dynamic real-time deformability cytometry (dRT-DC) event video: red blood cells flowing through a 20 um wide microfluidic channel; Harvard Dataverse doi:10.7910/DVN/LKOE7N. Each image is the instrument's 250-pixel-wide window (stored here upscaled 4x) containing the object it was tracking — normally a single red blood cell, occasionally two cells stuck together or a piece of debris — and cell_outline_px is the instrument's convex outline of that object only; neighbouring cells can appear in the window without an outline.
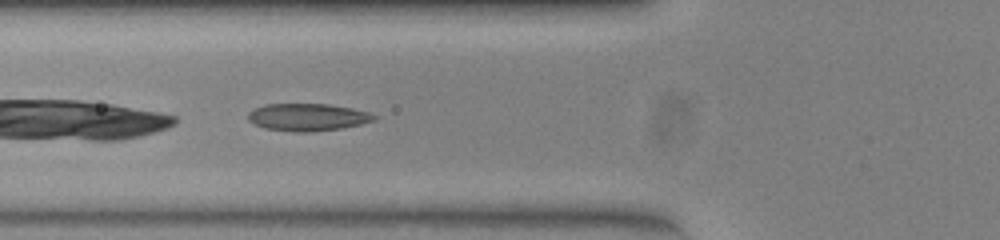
{"species": "common noctule bat (a hibernating species)", "species_latin": "Nyctalus noctula", "temperature_condition": "warm", "stored_images_in_passage": 34, "camera_frame_rate_fps": 3000, "um_per_image_px": 0.085, "animal": {"sex": "female", "body_mass_g": 23.0, "forearm_length_mm": 53.4}, "frame": {"image": 1, "passage_image": 3, "time_ms": 0.667, "image_size_px": [1000, 240], "cell_outline_px": [[376, 120], [360, 124], [340, 128], [308, 132], [296, 132], [264, 128], [248, 120], [248, 112], [264, 104], [328, 104], [352, 108], [368, 112], [376, 116]], "centroid_in_image_um": [26.14, 9.95], "position_along_channel_um": 99.7, "area_um2": 19.94}}
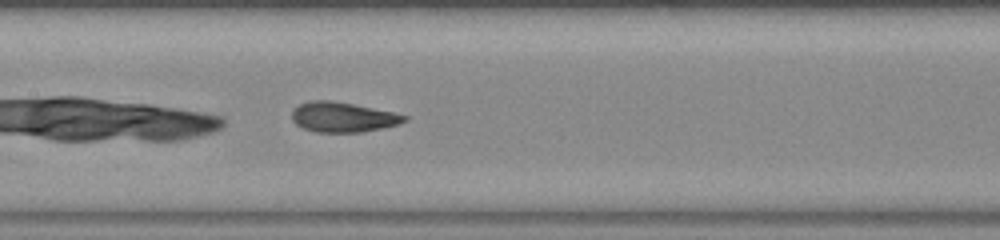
{"frame": {"image": 2, "passage_image": 9, "time_ms": 2.667, "image_size_px": [1000, 240], "cell_outline_px": [[408, 120], [400, 124], [360, 132], [316, 132], [304, 128], [296, 124], [292, 120], [292, 112], [300, 104], [308, 100], [328, 100], [352, 104], [392, 112], [408, 116]], "centroid_in_image_um": [29.14, 9.96], "position_along_channel_um": 178.3, "area_um2": 19.42}}
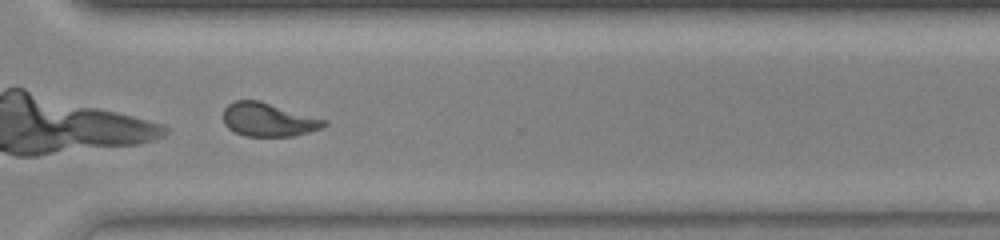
{"frame": {"image": 3, "passage_image": 22, "time_ms": 7.0, "image_size_px": [1000, 240], "cell_outline_px": [[328, 124], [320, 128], [308, 132], [292, 136], [248, 136], [236, 132], [228, 128], [224, 124], [224, 108], [228, 104], [236, 100], [260, 100], [328, 120]], "centroid_in_image_um": [22.82, 10.16], "position_along_channel_um": 347.8, "area_um2": 19.71}}